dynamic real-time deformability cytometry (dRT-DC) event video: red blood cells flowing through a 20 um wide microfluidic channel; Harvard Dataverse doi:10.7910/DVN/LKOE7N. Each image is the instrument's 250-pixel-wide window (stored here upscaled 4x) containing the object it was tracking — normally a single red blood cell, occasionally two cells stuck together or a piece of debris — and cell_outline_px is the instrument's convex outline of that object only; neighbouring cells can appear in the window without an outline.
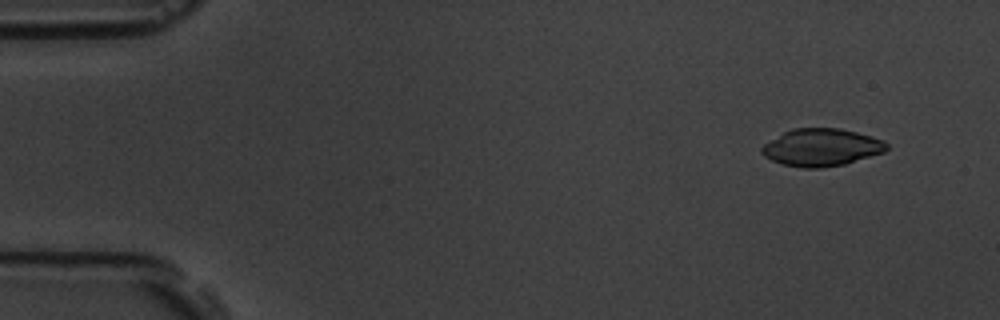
{"species": "common noctule bat (a hibernating species)", "species_latin": "Nyctalus noctula", "temperature_condition": "room temperature", "stored_images_in_passage": 6, "segment_of_instrument_passage": [2, 2], "camera_frame_rate_fps": 3000, "um_per_image_px": 0.085, "animal": {"sex": "male", "body_mass_g": 19.5, "forearm_length_mm": 54.6}, "frame": {"image": 1, "passage_image": 6, "time_ms": 5.667, "image_size_px": [1000, 320], "cell_outline_px": [[888, 148], [884, 152], [844, 164], [820, 168], [804, 168], [784, 164], [772, 160], [764, 156], [760, 152], [760, 148], [764, 144], [784, 132], [792, 128], [840, 128], [856, 132], [884, 140], [888, 144]], "centroid_in_image_um": [69.82, 12.52], "position_along_channel_um": 15.2, "area_um2": 27.11}}